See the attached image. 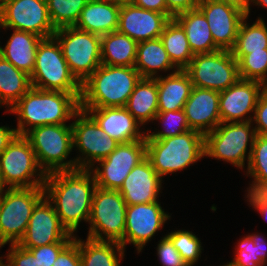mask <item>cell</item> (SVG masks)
<instances>
[{"label": "cell", "instance_id": "cell-1", "mask_svg": "<svg viewBox=\"0 0 267 266\" xmlns=\"http://www.w3.org/2000/svg\"><path fill=\"white\" fill-rule=\"evenodd\" d=\"M96 188L95 177L87 169L56 171L46 175L45 196L70 234L77 232L82 220L89 221Z\"/></svg>", "mask_w": 267, "mask_h": 266}, {"label": "cell", "instance_id": "cell-2", "mask_svg": "<svg viewBox=\"0 0 267 266\" xmlns=\"http://www.w3.org/2000/svg\"><path fill=\"white\" fill-rule=\"evenodd\" d=\"M80 97L81 93L31 87L6 111L18 115L17 128H15L17 135H25L35 127L66 124L80 109Z\"/></svg>", "mask_w": 267, "mask_h": 266}, {"label": "cell", "instance_id": "cell-3", "mask_svg": "<svg viewBox=\"0 0 267 266\" xmlns=\"http://www.w3.org/2000/svg\"><path fill=\"white\" fill-rule=\"evenodd\" d=\"M140 79L135 67L101 64L82 83L80 108L125 107Z\"/></svg>", "mask_w": 267, "mask_h": 266}, {"label": "cell", "instance_id": "cell-4", "mask_svg": "<svg viewBox=\"0 0 267 266\" xmlns=\"http://www.w3.org/2000/svg\"><path fill=\"white\" fill-rule=\"evenodd\" d=\"M145 141L146 157L161 178L205 157L204 134L196 130L166 139Z\"/></svg>", "mask_w": 267, "mask_h": 266}, {"label": "cell", "instance_id": "cell-5", "mask_svg": "<svg viewBox=\"0 0 267 266\" xmlns=\"http://www.w3.org/2000/svg\"><path fill=\"white\" fill-rule=\"evenodd\" d=\"M46 174L77 170L75 159L66 160L73 150L72 125L54 124L35 127L24 135Z\"/></svg>", "mask_w": 267, "mask_h": 266}, {"label": "cell", "instance_id": "cell-6", "mask_svg": "<svg viewBox=\"0 0 267 266\" xmlns=\"http://www.w3.org/2000/svg\"><path fill=\"white\" fill-rule=\"evenodd\" d=\"M31 86L41 90L81 93L82 84L72 74L57 39L43 38L37 47Z\"/></svg>", "mask_w": 267, "mask_h": 266}, {"label": "cell", "instance_id": "cell-7", "mask_svg": "<svg viewBox=\"0 0 267 266\" xmlns=\"http://www.w3.org/2000/svg\"><path fill=\"white\" fill-rule=\"evenodd\" d=\"M44 196V186L7 188L0 193V248L20 242L33 208Z\"/></svg>", "mask_w": 267, "mask_h": 266}, {"label": "cell", "instance_id": "cell-8", "mask_svg": "<svg viewBox=\"0 0 267 266\" xmlns=\"http://www.w3.org/2000/svg\"><path fill=\"white\" fill-rule=\"evenodd\" d=\"M251 125V121L220 123L213 131L204 135L205 156L222 159L242 170L245 159L249 162L257 136L255 128H251ZM248 145L250 149L247 153Z\"/></svg>", "mask_w": 267, "mask_h": 266}, {"label": "cell", "instance_id": "cell-9", "mask_svg": "<svg viewBox=\"0 0 267 266\" xmlns=\"http://www.w3.org/2000/svg\"><path fill=\"white\" fill-rule=\"evenodd\" d=\"M75 78L82 84L101 63V36L76 28L56 29L53 35Z\"/></svg>", "mask_w": 267, "mask_h": 266}, {"label": "cell", "instance_id": "cell-10", "mask_svg": "<svg viewBox=\"0 0 267 266\" xmlns=\"http://www.w3.org/2000/svg\"><path fill=\"white\" fill-rule=\"evenodd\" d=\"M0 170L6 188L44 186L47 175L24 135H16L1 153Z\"/></svg>", "mask_w": 267, "mask_h": 266}, {"label": "cell", "instance_id": "cell-11", "mask_svg": "<svg viewBox=\"0 0 267 266\" xmlns=\"http://www.w3.org/2000/svg\"><path fill=\"white\" fill-rule=\"evenodd\" d=\"M126 208L127 204L118 190L97 187L93 195L87 237L121 243L124 239Z\"/></svg>", "mask_w": 267, "mask_h": 266}, {"label": "cell", "instance_id": "cell-12", "mask_svg": "<svg viewBox=\"0 0 267 266\" xmlns=\"http://www.w3.org/2000/svg\"><path fill=\"white\" fill-rule=\"evenodd\" d=\"M184 71L194 87L218 92L229 88L240 78L238 62L227 50L195 54Z\"/></svg>", "mask_w": 267, "mask_h": 266}, {"label": "cell", "instance_id": "cell-13", "mask_svg": "<svg viewBox=\"0 0 267 266\" xmlns=\"http://www.w3.org/2000/svg\"><path fill=\"white\" fill-rule=\"evenodd\" d=\"M73 119V147L82 153V157L74 158L77 169L89 170L95 166L94 163L110 155L120 143L104 132L86 111L79 109Z\"/></svg>", "mask_w": 267, "mask_h": 266}, {"label": "cell", "instance_id": "cell-14", "mask_svg": "<svg viewBox=\"0 0 267 266\" xmlns=\"http://www.w3.org/2000/svg\"><path fill=\"white\" fill-rule=\"evenodd\" d=\"M0 22L4 29L25 31L41 38L52 37L56 31L46 0H0Z\"/></svg>", "mask_w": 267, "mask_h": 266}, {"label": "cell", "instance_id": "cell-15", "mask_svg": "<svg viewBox=\"0 0 267 266\" xmlns=\"http://www.w3.org/2000/svg\"><path fill=\"white\" fill-rule=\"evenodd\" d=\"M145 158V140L120 143L110 155L97 162L99 167L97 165L89 170L93 173L98 188L119 190L132 169Z\"/></svg>", "mask_w": 267, "mask_h": 266}, {"label": "cell", "instance_id": "cell-16", "mask_svg": "<svg viewBox=\"0 0 267 266\" xmlns=\"http://www.w3.org/2000/svg\"><path fill=\"white\" fill-rule=\"evenodd\" d=\"M74 237L61 224L53 204L44 196L33 208L26 233L18 244L29 249L52 243H70Z\"/></svg>", "mask_w": 267, "mask_h": 266}, {"label": "cell", "instance_id": "cell-17", "mask_svg": "<svg viewBox=\"0 0 267 266\" xmlns=\"http://www.w3.org/2000/svg\"><path fill=\"white\" fill-rule=\"evenodd\" d=\"M158 201L152 203L127 205L124 239L120 243L125 249L127 243L135 245L140 253L170 215L165 213Z\"/></svg>", "mask_w": 267, "mask_h": 266}, {"label": "cell", "instance_id": "cell-18", "mask_svg": "<svg viewBox=\"0 0 267 266\" xmlns=\"http://www.w3.org/2000/svg\"><path fill=\"white\" fill-rule=\"evenodd\" d=\"M266 88L261 82L239 78L232 86L219 92L221 123L252 121L250 113L254 114L258 99Z\"/></svg>", "mask_w": 267, "mask_h": 266}, {"label": "cell", "instance_id": "cell-19", "mask_svg": "<svg viewBox=\"0 0 267 266\" xmlns=\"http://www.w3.org/2000/svg\"><path fill=\"white\" fill-rule=\"evenodd\" d=\"M197 7L207 19L215 45L220 50L231 51L239 26L247 15L234 6L216 0H198Z\"/></svg>", "mask_w": 267, "mask_h": 266}, {"label": "cell", "instance_id": "cell-20", "mask_svg": "<svg viewBox=\"0 0 267 266\" xmlns=\"http://www.w3.org/2000/svg\"><path fill=\"white\" fill-rule=\"evenodd\" d=\"M171 19L168 14L146 10L133 3L122 4L117 31L140 43L160 38L164 27Z\"/></svg>", "mask_w": 267, "mask_h": 266}, {"label": "cell", "instance_id": "cell-21", "mask_svg": "<svg viewBox=\"0 0 267 266\" xmlns=\"http://www.w3.org/2000/svg\"><path fill=\"white\" fill-rule=\"evenodd\" d=\"M80 109L86 111L104 132L119 143L146 139V132L140 131L141 124L125 107Z\"/></svg>", "mask_w": 267, "mask_h": 266}, {"label": "cell", "instance_id": "cell-22", "mask_svg": "<svg viewBox=\"0 0 267 266\" xmlns=\"http://www.w3.org/2000/svg\"><path fill=\"white\" fill-rule=\"evenodd\" d=\"M183 110L190 129L205 135L221 123L219 92L193 86Z\"/></svg>", "mask_w": 267, "mask_h": 266}, {"label": "cell", "instance_id": "cell-23", "mask_svg": "<svg viewBox=\"0 0 267 266\" xmlns=\"http://www.w3.org/2000/svg\"><path fill=\"white\" fill-rule=\"evenodd\" d=\"M162 181L146 157L132 169L118 191L127 205L152 203L158 201Z\"/></svg>", "mask_w": 267, "mask_h": 266}, {"label": "cell", "instance_id": "cell-24", "mask_svg": "<svg viewBox=\"0 0 267 266\" xmlns=\"http://www.w3.org/2000/svg\"><path fill=\"white\" fill-rule=\"evenodd\" d=\"M120 7L110 0H89L75 27L100 36L117 31Z\"/></svg>", "mask_w": 267, "mask_h": 266}, {"label": "cell", "instance_id": "cell-25", "mask_svg": "<svg viewBox=\"0 0 267 266\" xmlns=\"http://www.w3.org/2000/svg\"><path fill=\"white\" fill-rule=\"evenodd\" d=\"M158 112L178 111L184 108L193 84L184 70L162 77L157 75Z\"/></svg>", "mask_w": 267, "mask_h": 266}, {"label": "cell", "instance_id": "cell-26", "mask_svg": "<svg viewBox=\"0 0 267 266\" xmlns=\"http://www.w3.org/2000/svg\"><path fill=\"white\" fill-rule=\"evenodd\" d=\"M42 39L29 32L14 30L5 47H0V55L17 69L31 75L35 67L37 47Z\"/></svg>", "mask_w": 267, "mask_h": 266}, {"label": "cell", "instance_id": "cell-27", "mask_svg": "<svg viewBox=\"0 0 267 266\" xmlns=\"http://www.w3.org/2000/svg\"><path fill=\"white\" fill-rule=\"evenodd\" d=\"M174 19L185 30L189 46L194 55L220 50L212 38L206 17L198 7L180 13Z\"/></svg>", "mask_w": 267, "mask_h": 266}, {"label": "cell", "instance_id": "cell-28", "mask_svg": "<svg viewBox=\"0 0 267 266\" xmlns=\"http://www.w3.org/2000/svg\"><path fill=\"white\" fill-rule=\"evenodd\" d=\"M141 78L155 79L157 72L178 69L172 64L160 38L138 43L134 66ZM176 69V70H175Z\"/></svg>", "mask_w": 267, "mask_h": 266}, {"label": "cell", "instance_id": "cell-29", "mask_svg": "<svg viewBox=\"0 0 267 266\" xmlns=\"http://www.w3.org/2000/svg\"><path fill=\"white\" fill-rule=\"evenodd\" d=\"M125 108L142 126L150 121L153 122L158 113L157 80L141 78Z\"/></svg>", "mask_w": 267, "mask_h": 266}, {"label": "cell", "instance_id": "cell-30", "mask_svg": "<svg viewBox=\"0 0 267 266\" xmlns=\"http://www.w3.org/2000/svg\"><path fill=\"white\" fill-rule=\"evenodd\" d=\"M138 43L129 36L114 31L101 36V63L134 67Z\"/></svg>", "mask_w": 267, "mask_h": 266}, {"label": "cell", "instance_id": "cell-31", "mask_svg": "<svg viewBox=\"0 0 267 266\" xmlns=\"http://www.w3.org/2000/svg\"><path fill=\"white\" fill-rule=\"evenodd\" d=\"M125 249L117 241L79 238L81 266H120ZM118 253V254H117Z\"/></svg>", "mask_w": 267, "mask_h": 266}, {"label": "cell", "instance_id": "cell-32", "mask_svg": "<svg viewBox=\"0 0 267 266\" xmlns=\"http://www.w3.org/2000/svg\"><path fill=\"white\" fill-rule=\"evenodd\" d=\"M31 87L30 75L0 55V106L9 110Z\"/></svg>", "mask_w": 267, "mask_h": 266}, {"label": "cell", "instance_id": "cell-33", "mask_svg": "<svg viewBox=\"0 0 267 266\" xmlns=\"http://www.w3.org/2000/svg\"><path fill=\"white\" fill-rule=\"evenodd\" d=\"M160 39L172 64L178 70H184L192 60L194 54L192 53L182 26L174 18L171 19L164 27Z\"/></svg>", "mask_w": 267, "mask_h": 266}, {"label": "cell", "instance_id": "cell-34", "mask_svg": "<svg viewBox=\"0 0 267 266\" xmlns=\"http://www.w3.org/2000/svg\"><path fill=\"white\" fill-rule=\"evenodd\" d=\"M246 16L238 30L236 42L231 50L232 55H246L267 49V26L261 17L252 24L247 23Z\"/></svg>", "mask_w": 267, "mask_h": 266}, {"label": "cell", "instance_id": "cell-35", "mask_svg": "<svg viewBox=\"0 0 267 266\" xmlns=\"http://www.w3.org/2000/svg\"><path fill=\"white\" fill-rule=\"evenodd\" d=\"M254 178L247 192L267 191V136L258 135L247 163V174Z\"/></svg>", "mask_w": 267, "mask_h": 266}, {"label": "cell", "instance_id": "cell-36", "mask_svg": "<svg viewBox=\"0 0 267 266\" xmlns=\"http://www.w3.org/2000/svg\"><path fill=\"white\" fill-rule=\"evenodd\" d=\"M259 234L244 236L235 249L233 266H264L267 261V242Z\"/></svg>", "mask_w": 267, "mask_h": 266}, {"label": "cell", "instance_id": "cell-37", "mask_svg": "<svg viewBox=\"0 0 267 266\" xmlns=\"http://www.w3.org/2000/svg\"><path fill=\"white\" fill-rule=\"evenodd\" d=\"M89 0H46L48 13L55 29L75 26Z\"/></svg>", "mask_w": 267, "mask_h": 266}, {"label": "cell", "instance_id": "cell-38", "mask_svg": "<svg viewBox=\"0 0 267 266\" xmlns=\"http://www.w3.org/2000/svg\"><path fill=\"white\" fill-rule=\"evenodd\" d=\"M241 79L258 81L267 87V49L246 55H233Z\"/></svg>", "mask_w": 267, "mask_h": 266}, {"label": "cell", "instance_id": "cell-39", "mask_svg": "<svg viewBox=\"0 0 267 266\" xmlns=\"http://www.w3.org/2000/svg\"><path fill=\"white\" fill-rule=\"evenodd\" d=\"M154 120H160L165 129L163 128L162 131L158 130V132L156 131L152 133L146 130L147 133L145 140L166 139L191 130L187 123L183 109L178 111L158 112L154 117Z\"/></svg>", "mask_w": 267, "mask_h": 266}, {"label": "cell", "instance_id": "cell-40", "mask_svg": "<svg viewBox=\"0 0 267 266\" xmlns=\"http://www.w3.org/2000/svg\"><path fill=\"white\" fill-rule=\"evenodd\" d=\"M173 246L178 250L181 258L188 264L193 266L197 263L203 250L199 238L190 231L177 230L166 235Z\"/></svg>", "mask_w": 267, "mask_h": 266}, {"label": "cell", "instance_id": "cell-41", "mask_svg": "<svg viewBox=\"0 0 267 266\" xmlns=\"http://www.w3.org/2000/svg\"><path fill=\"white\" fill-rule=\"evenodd\" d=\"M157 255L163 266H188L167 236L159 241Z\"/></svg>", "mask_w": 267, "mask_h": 266}, {"label": "cell", "instance_id": "cell-42", "mask_svg": "<svg viewBox=\"0 0 267 266\" xmlns=\"http://www.w3.org/2000/svg\"><path fill=\"white\" fill-rule=\"evenodd\" d=\"M69 243H52L49 245H42L35 248H29L32 254L37 258L40 266H52L59 253Z\"/></svg>", "mask_w": 267, "mask_h": 266}, {"label": "cell", "instance_id": "cell-43", "mask_svg": "<svg viewBox=\"0 0 267 266\" xmlns=\"http://www.w3.org/2000/svg\"><path fill=\"white\" fill-rule=\"evenodd\" d=\"M6 261L12 266H40L32 252L20 246L18 243L10 244V250H8Z\"/></svg>", "mask_w": 267, "mask_h": 266}, {"label": "cell", "instance_id": "cell-44", "mask_svg": "<svg viewBox=\"0 0 267 266\" xmlns=\"http://www.w3.org/2000/svg\"><path fill=\"white\" fill-rule=\"evenodd\" d=\"M52 266H81L79 239H74L59 253Z\"/></svg>", "mask_w": 267, "mask_h": 266}, {"label": "cell", "instance_id": "cell-45", "mask_svg": "<svg viewBox=\"0 0 267 266\" xmlns=\"http://www.w3.org/2000/svg\"><path fill=\"white\" fill-rule=\"evenodd\" d=\"M253 115L251 122L256 123L254 127L256 133L261 136H267V88L260 95Z\"/></svg>", "mask_w": 267, "mask_h": 266}, {"label": "cell", "instance_id": "cell-46", "mask_svg": "<svg viewBox=\"0 0 267 266\" xmlns=\"http://www.w3.org/2000/svg\"><path fill=\"white\" fill-rule=\"evenodd\" d=\"M167 14L173 19L176 15L197 8L198 0H166Z\"/></svg>", "mask_w": 267, "mask_h": 266}, {"label": "cell", "instance_id": "cell-47", "mask_svg": "<svg viewBox=\"0 0 267 266\" xmlns=\"http://www.w3.org/2000/svg\"><path fill=\"white\" fill-rule=\"evenodd\" d=\"M246 198L250 205L261 213L267 221V191L264 192H247Z\"/></svg>", "mask_w": 267, "mask_h": 266}, {"label": "cell", "instance_id": "cell-48", "mask_svg": "<svg viewBox=\"0 0 267 266\" xmlns=\"http://www.w3.org/2000/svg\"><path fill=\"white\" fill-rule=\"evenodd\" d=\"M133 4L146 10L167 14L166 0H134Z\"/></svg>", "mask_w": 267, "mask_h": 266}, {"label": "cell", "instance_id": "cell-49", "mask_svg": "<svg viewBox=\"0 0 267 266\" xmlns=\"http://www.w3.org/2000/svg\"><path fill=\"white\" fill-rule=\"evenodd\" d=\"M16 135L17 132L15 128L10 129L8 126H0V155Z\"/></svg>", "mask_w": 267, "mask_h": 266}, {"label": "cell", "instance_id": "cell-50", "mask_svg": "<svg viewBox=\"0 0 267 266\" xmlns=\"http://www.w3.org/2000/svg\"><path fill=\"white\" fill-rule=\"evenodd\" d=\"M216 1L234 6L243 13H245L247 16H249L250 14L251 0H216Z\"/></svg>", "mask_w": 267, "mask_h": 266}, {"label": "cell", "instance_id": "cell-51", "mask_svg": "<svg viewBox=\"0 0 267 266\" xmlns=\"http://www.w3.org/2000/svg\"><path fill=\"white\" fill-rule=\"evenodd\" d=\"M251 3H255V5H259V6H262L264 8L267 7V0H251Z\"/></svg>", "mask_w": 267, "mask_h": 266}, {"label": "cell", "instance_id": "cell-52", "mask_svg": "<svg viewBox=\"0 0 267 266\" xmlns=\"http://www.w3.org/2000/svg\"><path fill=\"white\" fill-rule=\"evenodd\" d=\"M110 1L122 5V4H130V3H133L134 0H110Z\"/></svg>", "mask_w": 267, "mask_h": 266}, {"label": "cell", "instance_id": "cell-53", "mask_svg": "<svg viewBox=\"0 0 267 266\" xmlns=\"http://www.w3.org/2000/svg\"><path fill=\"white\" fill-rule=\"evenodd\" d=\"M4 188H5V184L2 179L1 170H0V193L4 190Z\"/></svg>", "mask_w": 267, "mask_h": 266}, {"label": "cell", "instance_id": "cell-54", "mask_svg": "<svg viewBox=\"0 0 267 266\" xmlns=\"http://www.w3.org/2000/svg\"><path fill=\"white\" fill-rule=\"evenodd\" d=\"M5 262H3L2 256L0 257V266H12L8 261L6 262V264H4Z\"/></svg>", "mask_w": 267, "mask_h": 266}, {"label": "cell", "instance_id": "cell-55", "mask_svg": "<svg viewBox=\"0 0 267 266\" xmlns=\"http://www.w3.org/2000/svg\"><path fill=\"white\" fill-rule=\"evenodd\" d=\"M220 266H221V265H220ZM222 266H233V265H231L230 263H227V264L222 265Z\"/></svg>", "mask_w": 267, "mask_h": 266}]
</instances>
